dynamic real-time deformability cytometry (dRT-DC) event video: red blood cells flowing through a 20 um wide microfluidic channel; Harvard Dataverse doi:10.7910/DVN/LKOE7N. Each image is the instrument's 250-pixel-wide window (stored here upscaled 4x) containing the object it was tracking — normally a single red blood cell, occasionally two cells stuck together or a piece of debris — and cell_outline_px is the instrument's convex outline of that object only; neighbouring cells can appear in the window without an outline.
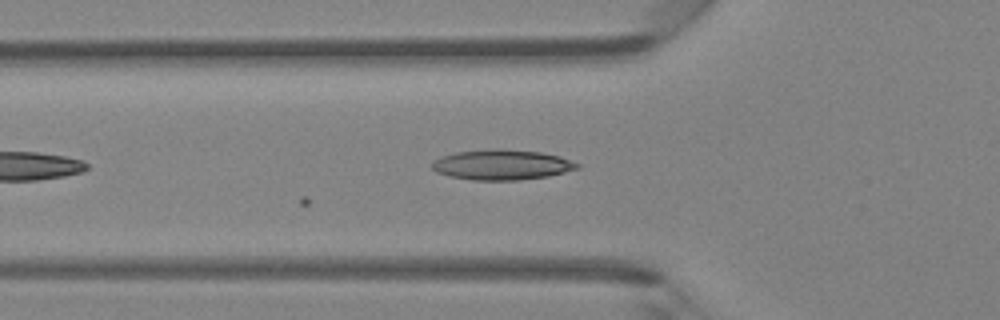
{"species": "Egyptian fruit bat (a non-hibernating species)", "species_latin": "Rousettus aegyptiacus", "temperature_condition": "room temperature", "stored_images_in_passage": 9, "camera_frame_rate_fps": 3000, "um_per_image_px": 0.085, "animal": {"sex": "female"}, "frame": {"image": 1, "passage_image": 9, "time_ms": 2.667, "image_size_px": [1000, 320], "cell_outline_px": [[580, 168], [548, 176], [520, 180], [472, 180], [448, 176], [436, 172], [432, 168], [432, 164], [440, 156], [456, 152], [496, 148], [500, 148], [540, 152], [560, 156], [580, 164]], "centroid_in_image_um": [42.66, 14.0], "position_along_channel_um": 83.1, "area_um2": 25.66}}